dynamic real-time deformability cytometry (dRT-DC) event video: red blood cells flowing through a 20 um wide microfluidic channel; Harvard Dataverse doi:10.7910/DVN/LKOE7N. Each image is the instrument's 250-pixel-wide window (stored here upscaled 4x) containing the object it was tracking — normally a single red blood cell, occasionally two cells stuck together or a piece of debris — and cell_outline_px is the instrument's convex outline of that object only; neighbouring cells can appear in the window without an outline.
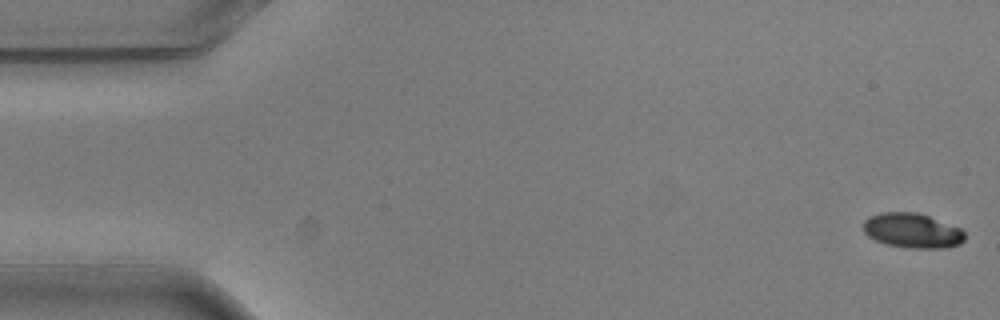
{"species": "common noctule bat (a hibernating species)", "species_latin": "Nyctalus noctula", "temperature_condition": "warm", "stored_images_in_passage": 6, "camera_frame_rate_fps": 3000, "um_per_image_px": 0.085, "animal": {"sex": "male", "body_mass_g": 20.5, "forearm_length_mm": 52.5}, "frame": {"image": 1, "passage_image": 1, "time_ms": 0.0, "image_size_px": [1000, 320], "cell_outline_px": [[964, 240], [960, 244], [948, 248], [908, 248], [884, 244], [868, 236], [864, 232], [864, 220], [868, 216], [880, 212], [916, 212], [928, 216], [960, 228], [964, 232]], "centroid_in_image_um": [77.53, 19.61], "position_along_channel_um": 7.5, "area_um2": 20.63}}
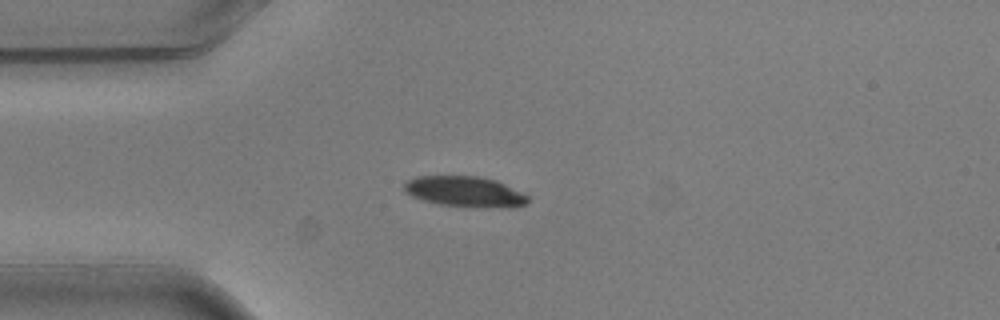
{"frame": {"image": 2, "passage_image": 4, "time_ms": 1.0, "image_size_px": [1000, 320], "cell_outline_px": [[528, 204], [440, 204], [424, 200], [412, 196], [404, 192], [404, 184], [408, 180], [416, 176], [480, 176], [496, 180], [524, 192], [528, 196]], "centroid_in_image_um": [39.42, 16.2], "position_along_channel_um": 45.6, "area_um2": 20.69}}